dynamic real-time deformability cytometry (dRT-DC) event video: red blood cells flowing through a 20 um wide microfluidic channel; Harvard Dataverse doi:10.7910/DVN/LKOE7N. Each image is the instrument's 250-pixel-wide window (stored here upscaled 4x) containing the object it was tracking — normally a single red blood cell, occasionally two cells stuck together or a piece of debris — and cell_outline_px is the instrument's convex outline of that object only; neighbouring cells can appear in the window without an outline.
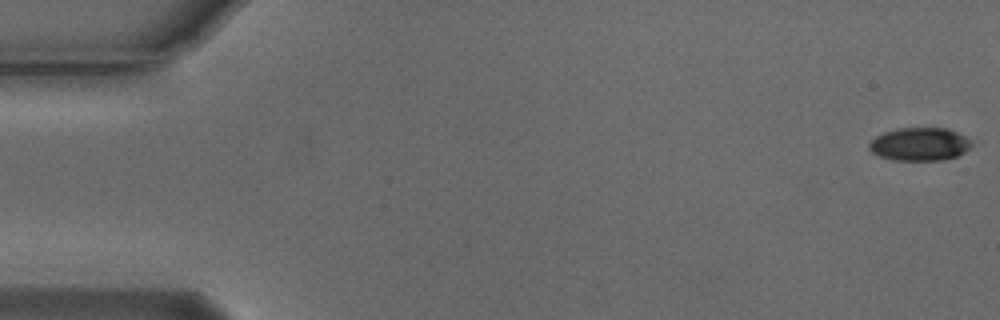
{"species": "Egyptian fruit bat (a non-hibernating species)", "species_latin": "Rousettus aegyptiacus", "temperature_condition": "cold", "stored_images_in_passage": 45, "camera_frame_rate_fps": 3000, "um_per_image_px": 0.085, "animal": {"sex": "male"}, "frame": {"image": 1, "passage_image": 1, "time_ms": 0.0, "image_size_px": [1000, 320], "cell_outline_px": [[972, 144], [964, 152], [956, 156], [944, 160], [892, 160], [880, 156], [872, 152], [868, 148], [868, 144], [876, 136], [884, 132], [896, 128], [948, 128], [972, 140]], "centroid_in_image_um": [78.16, 12.25], "position_along_channel_um": 6.8, "area_um2": 19.77}}
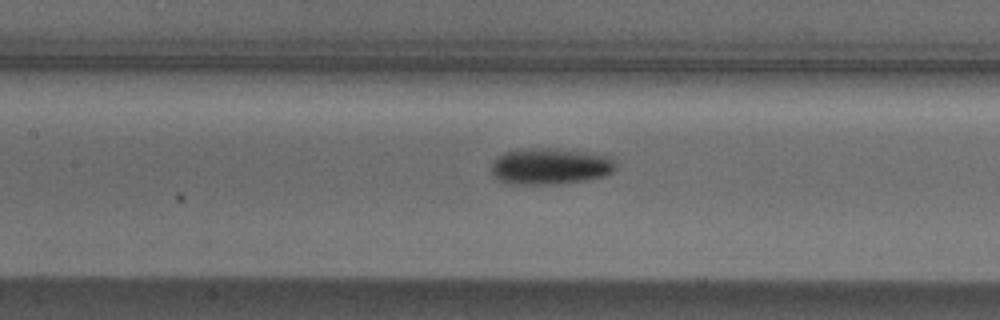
{"frame": {"image": 2, "passage_image": 25, "time_ms": 8.0, "image_size_px": [1000, 320], "cell_outline_px": [[616, 168], [612, 172], [604, 176], [584, 180], [560, 184], [508, 184], [496, 180], [492, 176], [492, 160], [496, 156], [504, 152], [520, 148], [560, 148], [592, 152], [612, 156], [616, 164]], "centroid_in_image_um": [46.75, 14.11], "position_along_channel_um": 160.6, "area_um2": 27.17}}
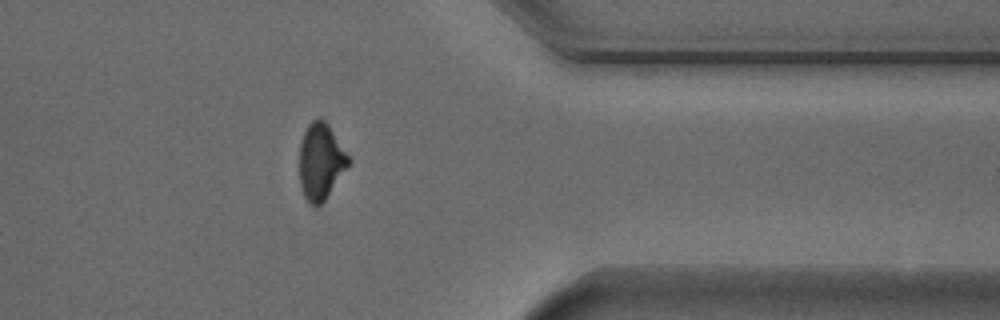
{"frame": {"image": 3, "passage_image": 44, "time_ms": 14.333, "image_size_px": [1000, 320], "cell_outline_px": [[352, 160], [324, 200], [316, 208], [308, 204], [304, 196], [300, 184], [300, 144], [304, 132], [308, 124], [312, 120], [320, 116], [328, 124]], "centroid_in_image_um": [27.26, 13.72], "position_along_channel_um": 384.1, "area_um2": 21.79}}